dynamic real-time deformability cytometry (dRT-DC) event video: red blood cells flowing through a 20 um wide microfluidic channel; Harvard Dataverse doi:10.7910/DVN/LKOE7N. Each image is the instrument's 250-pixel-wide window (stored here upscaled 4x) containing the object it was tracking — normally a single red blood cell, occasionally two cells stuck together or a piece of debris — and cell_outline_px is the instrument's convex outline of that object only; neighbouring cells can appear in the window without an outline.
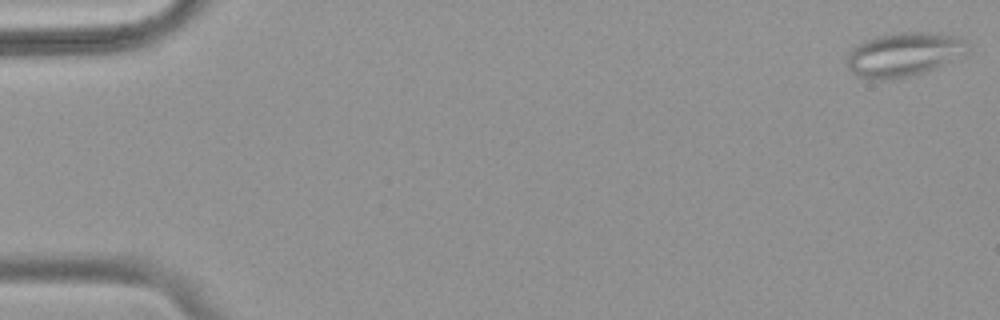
{"species": "common noctule bat (a hibernating species)", "species_latin": "Nyctalus noctula", "temperature_condition": "warm", "stored_images_in_passage": 54, "segment_of_instrument_passage": [1, 2], "camera_frame_rate_fps": 3000, "um_per_image_px": 0.085, "animal": {"sex": "female", "body_mass_g": 18.4}, "frame": {"image": 1, "passage_image": 1, "time_ms": 0.0, "image_size_px": [1000, 320], "cell_outline_px": [[968, 52], [916, 76], [892, 80], [876, 80], [856, 76], [848, 68], [844, 60], [848, 52], [856, 44], [864, 40], [876, 36], [896, 32], [936, 32], [956, 36], [968, 40]], "centroid_in_image_um": [76.77, 4.63], "position_along_channel_um": 8.2, "area_um2": 31.62}}